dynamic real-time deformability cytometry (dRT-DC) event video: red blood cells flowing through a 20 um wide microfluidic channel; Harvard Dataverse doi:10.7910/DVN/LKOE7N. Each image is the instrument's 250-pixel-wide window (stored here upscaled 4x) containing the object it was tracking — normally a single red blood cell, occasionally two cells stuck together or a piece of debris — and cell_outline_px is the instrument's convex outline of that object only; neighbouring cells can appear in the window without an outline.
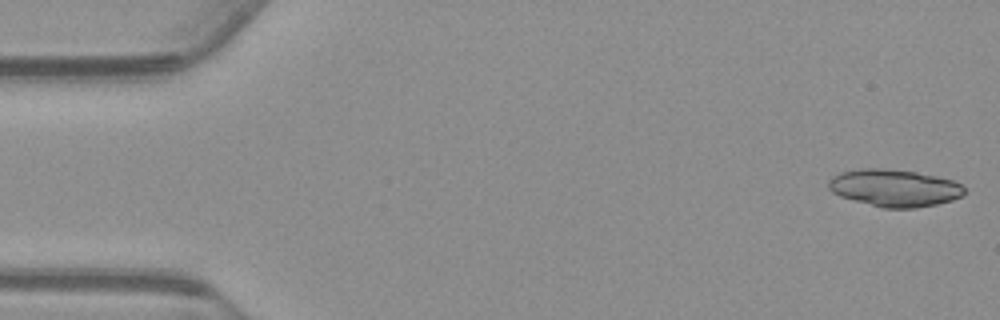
{"species": "common noctule bat (a hibernating species)", "species_latin": "Nyctalus noctula", "temperature_condition": "warm", "stored_images_in_passage": 16, "camera_frame_rate_fps": 3000, "um_per_image_px": 0.085, "animal": {"sex": "male", "body_mass_g": 23.1, "forearm_length_mm": 52.7}, "frame": {"image": 1, "passage_image": 1, "time_ms": 0.0, "image_size_px": [1000, 320], "cell_outline_px": [[964, 196], [952, 200], [936, 204], [916, 208], [884, 208], [840, 196], [832, 192], [828, 188], [828, 180], [832, 176], [840, 172], [860, 168], [884, 168], [916, 172], [936, 176], [952, 180], [960, 184], [964, 188]], "centroid_in_image_um": [76.01, 15.97], "position_along_channel_um": 9.0, "area_um2": 29.48}}